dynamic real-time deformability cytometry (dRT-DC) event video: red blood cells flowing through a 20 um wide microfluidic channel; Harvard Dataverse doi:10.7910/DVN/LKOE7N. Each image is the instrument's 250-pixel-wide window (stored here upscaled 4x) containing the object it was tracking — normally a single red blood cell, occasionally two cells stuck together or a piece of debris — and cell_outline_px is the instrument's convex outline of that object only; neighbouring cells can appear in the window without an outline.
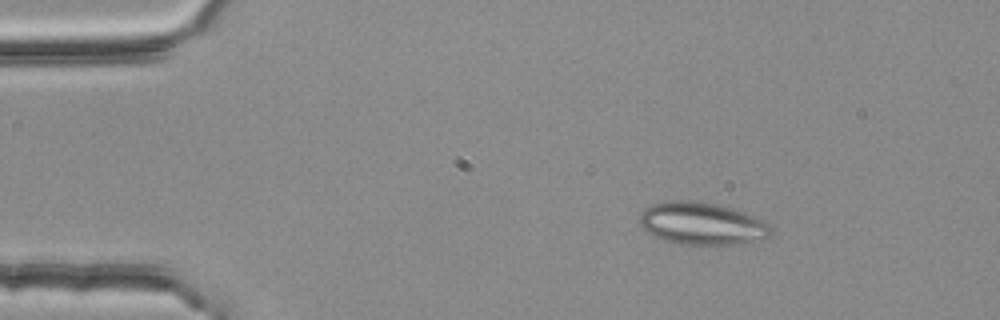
{"species": "common noctule bat (a hibernating species)", "species_latin": "Nyctalus noctula", "temperature_condition": "room temperature", "stored_images_in_passage": 3, "camera_frame_rate_fps": 3000, "um_per_image_px": 0.085, "animal": {"sex": "female", "body_mass_g": 25.1}, "frame": {"image": 1, "passage_image": 1, "time_ms": 0.0, "image_size_px": [1000, 320], "cell_outline_px": [[772, 232], [768, 236], [736, 244], [676, 244], [652, 236], [644, 232], [640, 224], [640, 212], [644, 208], [652, 204], [672, 200], [692, 200], [716, 204], [732, 208], [756, 216], [764, 220], [772, 228]], "centroid_in_image_um": [59.6, 18.99], "position_along_channel_um": 25.4, "area_um2": 32.54}}